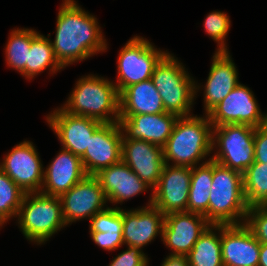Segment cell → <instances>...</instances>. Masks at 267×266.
Here are the masks:
<instances>
[{
  "label": "cell",
  "mask_w": 267,
  "mask_h": 266,
  "mask_svg": "<svg viewBox=\"0 0 267 266\" xmlns=\"http://www.w3.org/2000/svg\"><path fill=\"white\" fill-rule=\"evenodd\" d=\"M213 160L192 167L187 212L199 213L208 220L210 189L212 188Z\"/></svg>",
  "instance_id": "484cf974"
},
{
  "label": "cell",
  "mask_w": 267,
  "mask_h": 266,
  "mask_svg": "<svg viewBox=\"0 0 267 266\" xmlns=\"http://www.w3.org/2000/svg\"><path fill=\"white\" fill-rule=\"evenodd\" d=\"M211 223L204 215L172 212L164 217L162 241L169 255L186 256Z\"/></svg>",
  "instance_id": "4fadbf2b"
},
{
  "label": "cell",
  "mask_w": 267,
  "mask_h": 266,
  "mask_svg": "<svg viewBox=\"0 0 267 266\" xmlns=\"http://www.w3.org/2000/svg\"><path fill=\"white\" fill-rule=\"evenodd\" d=\"M122 130L118 122L103 123L90 138V143L81 157L86 175H95L100 170L121 161Z\"/></svg>",
  "instance_id": "5bb4252c"
},
{
  "label": "cell",
  "mask_w": 267,
  "mask_h": 266,
  "mask_svg": "<svg viewBox=\"0 0 267 266\" xmlns=\"http://www.w3.org/2000/svg\"><path fill=\"white\" fill-rule=\"evenodd\" d=\"M85 176L81 158L61 147L59 153L44 168L43 184L40 192L60 197Z\"/></svg>",
  "instance_id": "7402d4cb"
},
{
  "label": "cell",
  "mask_w": 267,
  "mask_h": 266,
  "mask_svg": "<svg viewBox=\"0 0 267 266\" xmlns=\"http://www.w3.org/2000/svg\"><path fill=\"white\" fill-rule=\"evenodd\" d=\"M208 221L214 225L245 224L249 206L244 195L243 174L213 161Z\"/></svg>",
  "instance_id": "277c9868"
},
{
  "label": "cell",
  "mask_w": 267,
  "mask_h": 266,
  "mask_svg": "<svg viewBox=\"0 0 267 266\" xmlns=\"http://www.w3.org/2000/svg\"><path fill=\"white\" fill-rule=\"evenodd\" d=\"M151 79L161 96L165 112L179 117L193 114L196 80L174 54L168 52L160 60Z\"/></svg>",
  "instance_id": "8992f818"
},
{
  "label": "cell",
  "mask_w": 267,
  "mask_h": 266,
  "mask_svg": "<svg viewBox=\"0 0 267 266\" xmlns=\"http://www.w3.org/2000/svg\"><path fill=\"white\" fill-rule=\"evenodd\" d=\"M89 221L90 237L97 246L111 252L124 245L121 207L108 206Z\"/></svg>",
  "instance_id": "603a6c76"
},
{
  "label": "cell",
  "mask_w": 267,
  "mask_h": 266,
  "mask_svg": "<svg viewBox=\"0 0 267 266\" xmlns=\"http://www.w3.org/2000/svg\"><path fill=\"white\" fill-rule=\"evenodd\" d=\"M116 85L119 94L132 84L151 79L156 65L168 53L147 38L135 35L119 50Z\"/></svg>",
  "instance_id": "ba28073f"
},
{
  "label": "cell",
  "mask_w": 267,
  "mask_h": 266,
  "mask_svg": "<svg viewBox=\"0 0 267 266\" xmlns=\"http://www.w3.org/2000/svg\"><path fill=\"white\" fill-rule=\"evenodd\" d=\"M179 116L164 112L157 114L120 115L122 139L144 140L164 147Z\"/></svg>",
  "instance_id": "ffe728a7"
},
{
  "label": "cell",
  "mask_w": 267,
  "mask_h": 266,
  "mask_svg": "<svg viewBox=\"0 0 267 266\" xmlns=\"http://www.w3.org/2000/svg\"><path fill=\"white\" fill-rule=\"evenodd\" d=\"M7 224L1 217H0V229L3 227V225Z\"/></svg>",
  "instance_id": "8d00e7d4"
},
{
  "label": "cell",
  "mask_w": 267,
  "mask_h": 266,
  "mask_svg": "<svg viewBox=\"0 0 267 266\" xmlns=\"http://www.w3.org/2000/svg\"><path fill=\"white\" fill-rule=\"evenodd\" d=\"M207 115L213 127L246 124L257 128L267 124V113L260 109L253 91L241 83Z\"/></svg>",
  "instance_id": "9c48e42d"
},
{
  "label": "cell",
  "mask_w": 267,
  "mask_h": 266,
  "mask_svg": "<svg viewBox=\"0 0 267 266\" xmlns=\"http://www.w3.org/2000/svg\"><path fill=\"white\" fill-rule=\"evenodd\" d=\"M258 266H267V243L260 245V257Z\"/></svg>",
  "instance_id": "d590c367"
},
{
  "label": "cell",
  "mask_w": 267,
  "mask_h": 266,
  "mask_svg": "<svg viewBox=\"0 0 267 266\" xmlns=\"http://www.w3.org/2000/svg\"><path fill=\"white\" fill-rule=\"evenodd\" d=\"M23 190L0 169V217L7 223L17 218Z\"/></svg>",
  "instance_id": "f546056e"
},
{
  "label": "cell",
  "mask_w": 267,
  "mask_h": 266,
  "mask_svg": "<svg viewBox=\"0 0 267 266\" xmlns=\"http://www.w3.org/2000/svg\"><path fill=\"white\" fill-rule=\"evenodd\" d=\"M114 256L108 266H149L150 258L140 248L127 246Z\"/></svg>",
  "instance_id": "d6a6232c"
},
{
  "label": "cell",
  "mask_w": 267,
  "mask_h": 266,
  "mask_svg": "<svg viewBox=\"0 0 267 266\" xmlns=\"http://www.w3.org/2000/svg\"><path fill=\"white\" fill-rule=\"evenodd\" d=\"M164 217L153 205L130 210L122 208L124 245L143 251L158 235L162 241Z\"/></svg>",
  "instance_id": "ac0fdd59"
},
{
  "label": "cell",
  "mask_w": 267,
  "mask_h": 266,
  "mask_svg": "<svg viewBox=\"0 0 267 266\" xmlns=\"http://www.w3.org/2000/svg\"><path fill=\"white\" fill-rule=\"evenodd\" d=\"M45 119L57 135L62 148L80 158L84 155L93 133L103 124L92 118L69 114L61 107L45 115Z\"/></svg>",
  "instance_id": "7c38bea8"
},
{
  "label": "cell",
  "mask_w": 267,
  "mask_h": 266,
  "mask_svg": "<svg viewBox=\"0 0 267 266\" xmlns=\"http://www.w3.org/2000/svg\"><path fill=\"white\" fill-rule=\"evenodd\" d=\"M161 266H189L186 256L167 255Z\"/></svg>",
  "instance_id": "e575fe53"
},
{
  "label": "cell",
  "mask_w": 267,
  "mask_h": 266,
  "mask_svg": "<svg viewBox=\"0 0 267 266\" xmlns=\"http://www.w3.org/2000/svg\"><path fill=\"white\" fill-rule=\"evenodd\" d=\"M245 225L260 243H267V206L249 207Z\"/></svg>",
  "instance_id": "1f68e13d"
},
{
  "label": "cell",
  "mask_w": 267,
  "mask_h": 266,
  "mask_svg": "<svg viewBox=\"0 0 267 266\" xmlns=\"http://www.w3.org/2000/svg\"><path fill=\"white\" fill-rule=\"evenodd\" d=\"M261 243L245 225H221L224 266H258Z\"/></svg>",
  "instance_id": "44dd1931"
},
{
  "label": "cell",
  "mask_w": 267,
  "mask_h": 266,
  "mask_svg": "<svg viewBox=\"0 0 267 266\" xmlns=\"http://www.w3.org/2000/svg\"><path fill=\"white\" fill-rule=\"evenodd\" d=\"M244 195L249 207L267 206V164L253 162L243 173Z\"/></svg>",
  "instance_id": "f1b7e54d"
},
{
  "label": "cell",
  "mask_w": 267,
  "mask_h": 266,
  "mask_svg": "<svg viewBox=\"0 0 267 266\" xmlns=\"http://www.w3.org/2000/svg\"><path fill=\"white\" fill-rule=\"evenodd\" d=\"M212 129L208 115L178 117L163 147L165 164L192 168L211 160Z\"/></svg>",
  "instance_id": "7a4b0ae2"
},
{
  "label": "cell",
  "mask_w": 267,
  "mask_h": 266,
  "mask_svg": "<svg viewBox=\"0 0 267 266\" xmlns=\"http://www.w3.org/2000/svg\"><path fill=\"white\" fill-rule=\"evenodd\" d=\"M254 134L255 127L246 124L213 127L211 160L243 174L254 162Z\"/></svg>",
  "instance_id": "52a82bcc"
},
{
  "label": "cell",
  "mask_w": 267,
  "mask_h": 266,
  "mask_svg": "<svg viewBox=\"0 0 267 266\" xmlns=\"http://www.w3.org/2000/svg\"><path fill=\"white\" fill-rule=\"evenodd\" d=\"M192 168L164 165L157 186L153 189L152 205L164 215L187 212Z\"/></svg>",
  "instance_id": "2e32d148"
},
{
  "label": "cell",
  "mask_w": 267,
  "mask_h": 266,
  "mask_svg": "<svg viewBox=\"0 0 267 266\" xmlns=\"http://www.w3.org/2000/svg\"><path fill=\"white\" fill-rule=\"evenodd\" d=\"M9 34L5 45L6 65L19 72L26 79V63H28L31 42L39 32L33 28L17 27L12 29Z\"/></svg>",
  "instance_id": "83f0119b"
},
{
  "label": "cell",
  "mask_w": 267,
  "mask_h": 266,
  "mask_svg": "<svg viewBox=\"0 0 267 266\" xmlns=\"http://www.w3.org/2000/svg\"><path fill=\"white\" fill-rule=\"evenodd\" d=\"M254 161L267 164V124L255 128Z\"/></svg>",
  "instance_id": "836d02e7"
},
{
  "label": "cell",
  "mask_w": 267,
  "mask_h": 266,
  "mask_svg": "<svg viewBox=\"0 0 267 266\" xmlns=\"http://www.w3.org/2000/svg\"><path fill=\"white\" fill-rule=\"evenodd\" d=\"M16 221L26 240L37 246L67 226L60 198L41 192L25 193Z\"/></svg>",
  "instance_id": "5b68a950"
},
{
  "label": "cell",
  "mask_w": 267,
  "mask_h": 266,
  "mask_svg": "<svg viewBox=\"0 0 267 266\" xmlns=\"http://www.w3.org/2000/svg\"><path fill=\"white\" fill-rule=\"evenodd\" d=\"M204 85L195 81V98L203 89L204 114L207 115L240 84L238 69L229 52H214Z\"/></svg>",
  "instance_id": "9a60e30c"
},
{
  "label": "cell",
  "mask_w": 267,
  "mask_h": 266,
  "mask_svg": "<svg viewBox=\"0 0 267 266\" xmlns=\"http://www.w3.org/2000/svg\"><path fill=\"white\" fill-rule=\"evenodd\" d=\"M94 176L98 179L107 202L122 205L124 201L150 190L151 194L146 206L152 205L153 189L143 182L122 160L100 170Z\"/></svg>",
  "instance_id": "e0dca14e"
},
{
  "label": "cell",
  "mask_w": 267,
  "mask_h": 266,
  "mask_svg": "<svg viewBox=\"0 0 267 266\" xmlns=\"http://www.w3.org/2000/svg\"><path fill=\"white\" fill-rule=\"evenodd\" d=\"M130 169L154 189L165 165L163 147L144 140L122 139V157Z\"/></svg>",
  "instance_id": "d6986e66"
},
{
  "label": "cell",
  "mask_w": 267,
  "mask_h": 266,
  "mask_svg": "<svg viewBox=\"0 0 267 266\" xmlns=\"http://www.w3.org/2000/svg\"><path fill=\"white\" fill-rule=\"evenodd\" d=\"M50 36L51 34H47L46 37L39 33L32 40L26 63V80H32L47 69L50 75H55L64 69L54 55Z\"/></svg>",
  "instance_id": "4316f807"
},
{
  "label": "cell",
  "mask_w": 267,
  "mask_h": 266,
  "mask_svg": "<svg viewBox=\"0 0 267 266\" xmlns=\"http://www.w3.org/2000/svg\"><path fill=\"white\" fill-rule=\"evenodd\" d=\"M60 107L72 115L102 123H116L120 118V95L113 80L88 74L76 81L67 100Z\"/></svg>",
  "instance_id": "3957f363"
},
{
  "label": "cell",
  "mask_w": 267,
  "mask_h": 266,
  "mask_svg": "<svg viewBox=\"0 0 267 266\" xmlns=\"http://www.w3.org/2000/svg\"><path fill=\"white\" fill-rule=\"evenodd\" d=\"M32 141L24 140L15 145L0 162V169L13 180L24 193L40 192L44 166Z\"/></svg>",
  "instance_id": "30bf717a"
},
{
  "label": "cell",
  "mask_w": 267,
  "mask_h": 266,
  "mask_svg": "<svg viewBox=\"0 0 267 266\" xmlns=\"http://www.w3.org/2000/svg\"><path fill=\"white\" fill-rule=\"evenodd\" d=\"M56 18V33L51 43L63 68L108 50L98 19L75 0H62Z\"/></svg>",
  "instance_id": "6da1fadb"
},
{
  "label": "cell",
  "mask_w": 267,
  "mask_h": 266,
  "mask_svg": "<svg viewBox=\"0 0 267 266\" xmlns=\"http://www.w3.org/2000/svg\"><path fill=\"white\" fill-rule=\"evenodd\" d=\"M186 257L189 266H224L221 252V225L211 224Z\"/></svg>",
  "instance_id": "d4e9b609"
},
{
  "label": "cell",
  "mask_w": 267,
  "mask_h": 266,
  "mask_svg": "<svg viewBox=\"0 0 267 266\" xmlns=\"http://www.w3.org/2000/svg\"><path fill=\"white\" fill-rule=\"evenodd\" d=\"M203 27L205 33L217 43L215 52H229L227 36L231 27L229 15L223 11H212L205 17Z\"/></svg>",
  "instance_id": "4dcf8cb0"
},
{
  "label": "cell",
  "mask_w": 267,
  "mask_h": 266,
  "mask_svg": "<svg viewBox=\"0 0 267 266\" xmlns=\"http://www.w3.org/2000/svg\"><path fill=\"white\" fill-rule=\"evenodd\" d=\"M120 115L164 113L161 96L152 79L126 87L120 94Z\"/></svg>",
  "instance_id": "cb8c5ba5"
},
{
  "label": "cell",
  "mask_w": 267,
  "mask_h": 266,
  "mask_svg": "<svg viewBox=\"0 0 267 266\" xmlns=\"http://www.w3.org/2000/svg\"><path fill=\"white\" fill-rule=\"evenodd\" d=\"M59 198L67 226L79 220H90L108 207L104 191L94 175H86Z\"/></svg>",
  "instance_id": "8fae6325"
}]
</instances>
